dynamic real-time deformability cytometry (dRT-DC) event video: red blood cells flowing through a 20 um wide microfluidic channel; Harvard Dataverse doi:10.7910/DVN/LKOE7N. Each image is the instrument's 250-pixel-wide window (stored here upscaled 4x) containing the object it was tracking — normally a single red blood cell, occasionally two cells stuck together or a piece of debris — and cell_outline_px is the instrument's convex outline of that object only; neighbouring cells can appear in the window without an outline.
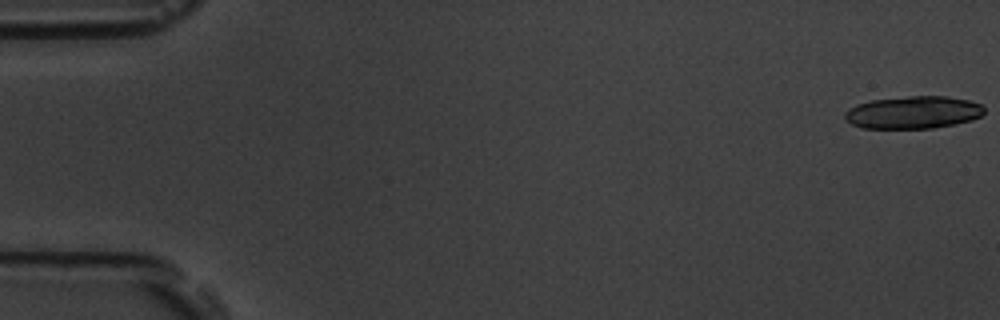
{"species": "common noctule bat (a hibernating species)", "species_latin": "Nyctalus noctula", "temperature_condition": "room temperature", "stored_images_in_passage": 25, "camera_frame_rate_fps": 3000, "um_per_image_px": 0.085, "animal": {"sex": "male", "body_mass_g": 19.5, "forearm_length_mm": 54.6}, "frame": {"image": 1, "passage_image": 1, "time_ms": 0.0, "image_size_px": [1000, 320], "cell_outline_px": [[984, 112], [980, 116], [972, 120], [956, 124], [932, 128], [860, 128], [852, 124], [844, 116], [844, 112], [848, 108], [856, 104], [872, 100], [908, 96], [948, 96], [968, 100], [980, 104], [984, 108]], "centroid_in_image_um": [77.61, 9.55], "position_along_channel_um": 7.4, "area_um2": 26.47}}